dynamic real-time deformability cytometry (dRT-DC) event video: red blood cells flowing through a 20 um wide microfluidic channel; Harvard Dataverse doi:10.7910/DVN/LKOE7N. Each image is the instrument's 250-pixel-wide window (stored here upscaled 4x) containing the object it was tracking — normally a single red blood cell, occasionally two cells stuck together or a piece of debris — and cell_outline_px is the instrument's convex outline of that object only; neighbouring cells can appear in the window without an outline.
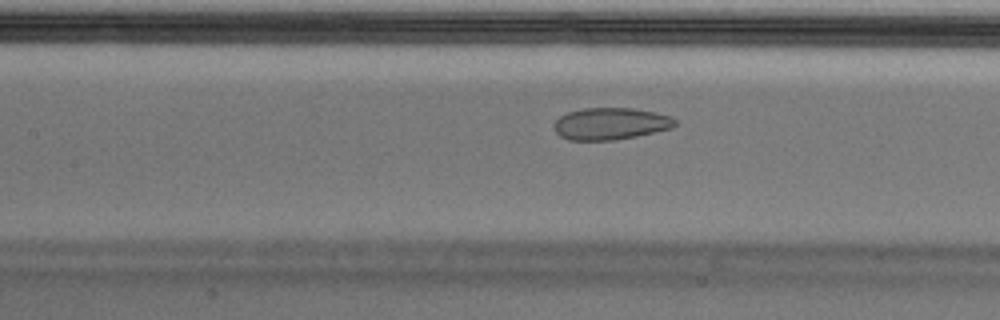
{"species": "Egyptian fruit bat (a non-hibernating species)", "species_latin": "Rousettus aegyptiacus", "temperature_condition": "cold", "stored_images_in_passage": 54, "camera_frame_rate_fps": 3000, "um_per_image_px": 0.085, "animal": {"sex": "male"}, "frame": {"image": 1, "passage_image": 24, "time_ms": 7.667, "image_size_px": [1000, 320], "cell_outline_px": [[676, 124], [672, 128], [636, 136], [612, 140], [568, 140], [560, 136], [552, 128], [552, 124], [560, 116], [568, 112], [584, 108], [632, 108], [656, 112], [672, 116], [676, 120]], "centroid_in_image_um": [51.88, 10.51], "position_along_channel_um": 155.5, "area_um2": 22.66}, "authors_computed_cell_mechanics": {"area_um2": 26.6458, "velocity_mm_per_s": 3.659, "shape_relaxation_time_tau1_ms": null, "shape_relaxation_time_tau2_ms": 1.1428, "deformation_change_tau1": null, "deformation_change_tau2": 0.0627}}